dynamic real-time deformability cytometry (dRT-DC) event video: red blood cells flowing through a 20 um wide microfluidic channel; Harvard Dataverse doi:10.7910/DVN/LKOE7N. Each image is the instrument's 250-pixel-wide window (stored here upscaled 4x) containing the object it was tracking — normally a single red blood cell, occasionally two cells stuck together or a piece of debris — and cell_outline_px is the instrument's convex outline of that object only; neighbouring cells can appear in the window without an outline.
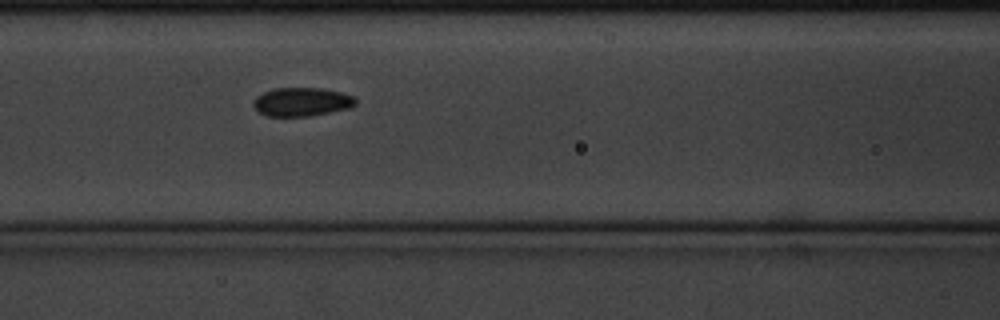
{"species": "common noctule bat (a hibernating species)", "species_latin": "Nyctalus noctula", "temperature_condition": "cold", "stored_images_in_passage": 8, "camera_frame_rate_fps": 3000, "um_per_image_px": 0.085, "animal": {"sex": "male", "body_mass_g": 20.1, "forearm_length_mm": 53.5}, "frame": {"image": 1, "passage_image": 8, "time_ms": 2.333, "image_size_px": [1000, 320], "cell_outline_px": [[356, 104], [348, 108], [308, 116], [268, 116], [260, 112], [252, 104], [256, 96], [264, 92], [276, 88], [320, 88], [340, 92], [356, 96]], "centroid_in_image_um": [25.66, 8.65], "position_along_channel_um": 140.9, "area_um2": 16.88}}